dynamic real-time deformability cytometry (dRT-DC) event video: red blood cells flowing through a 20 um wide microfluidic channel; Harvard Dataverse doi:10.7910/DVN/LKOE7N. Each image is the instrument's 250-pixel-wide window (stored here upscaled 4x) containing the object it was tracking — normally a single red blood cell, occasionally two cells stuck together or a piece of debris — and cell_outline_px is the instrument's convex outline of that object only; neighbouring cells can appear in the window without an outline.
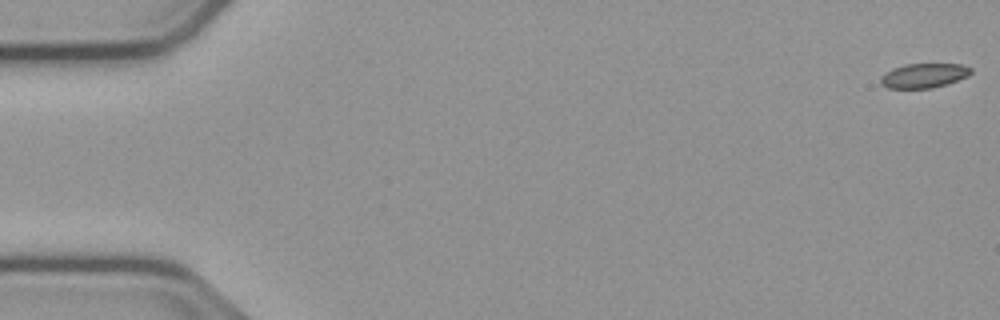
{"species": "common noctule bat (a hibernating species)", "species_latin": "Nyctalus noctula", "temperature_condition": "cold", "stored_images_in_passage": 55, "camera_frame_rate_fps": 3000, "um_per_image_px": 0.085, "animal": {"sex": "male", "body_mass_g": 23.1, "forearm_length_mm": 52.7}, "frame": {"image": 1, "passage_image": 1, "time_ms": 0.0, "image_size_px": [1000, 320], "cell_outline_px": [[972, 72], [968, 76], [948, 84], [932, 88], [888, 88], [880, 84], [880, 76], [892, 68], [904, 64], [960, 64], [972, 68]], "centroid_in_image_um": [78.52, 6.42], "position_along_channel_um": 6.5, "area_um2": 13.01}}
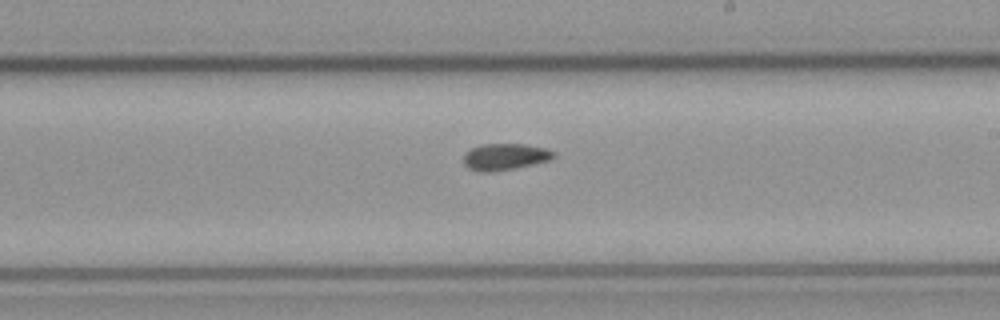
{"frame": {"image": 2, "passage_image": 32, "time_ms": 10.333, "image_size_px": [1000, 320], "cell_outline_px": [[556, 156], [548, 160], [532, 164], [492, 172], [476, 172], [468, 168], [464, 164], [464, 156], [472, 148], [484, 144], [524, 144], [544, 148], [556, 152]], "centroid_in_image_um": [42.91, 13.33], "position_along_channel_um": 246.1, "area_um2": 13.76}}
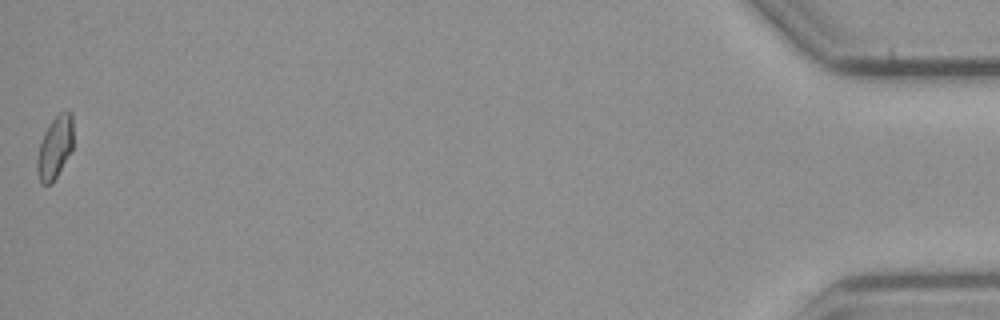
{"frame": {"image": 3, "passage_image": 55, "time_ms": 18.0, "image_size_px": [1000, 320], "cell_outline_px": [[72, 148], [52, 184], [40, 184], [36, 172], [36, 156], [44, 132], [48, 124], [60, 112], [68, 108], [72, 112]], "centroid_in_image_um": [4.64, 12.52], "position_along_channel_um": 430.6, "area_um2": 13.29}}